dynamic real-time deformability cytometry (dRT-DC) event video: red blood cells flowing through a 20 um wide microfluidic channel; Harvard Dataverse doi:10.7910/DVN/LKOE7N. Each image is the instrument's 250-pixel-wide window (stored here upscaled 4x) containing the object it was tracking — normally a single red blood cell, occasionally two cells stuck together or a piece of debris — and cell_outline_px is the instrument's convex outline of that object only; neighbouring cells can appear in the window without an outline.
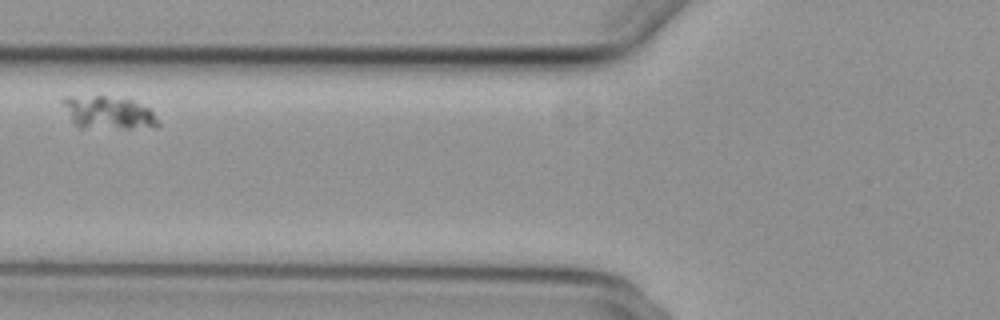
{"species": "common noctule bat (a hibernating species)", "species_latin": "Nyctalus noctula", "temperature_condition": "cold", "stored_images_in_passage": 3, "camera_frame_rate_fps": 3000, "um_per_image_px": 0.085, "animal": {"sex": "female", "body_mass_g": 29.2, "forearm_length_mm": 56.3}, "frame": {"image": 1, "passage_image": 3, "time_ms": 2.667, "image_size_px": [1000, 320], "cell_outline_px": [[160, 124], [156, 128], [80, 128], [72, 120], [60, 100], [64, 96], [104, 96], [132, 100], [148, 108], [152, 112]], "centroid_in_image_um": [9.21, 9.58], "position_along_channel_um": 116.6, "area_um2": 18.21}}